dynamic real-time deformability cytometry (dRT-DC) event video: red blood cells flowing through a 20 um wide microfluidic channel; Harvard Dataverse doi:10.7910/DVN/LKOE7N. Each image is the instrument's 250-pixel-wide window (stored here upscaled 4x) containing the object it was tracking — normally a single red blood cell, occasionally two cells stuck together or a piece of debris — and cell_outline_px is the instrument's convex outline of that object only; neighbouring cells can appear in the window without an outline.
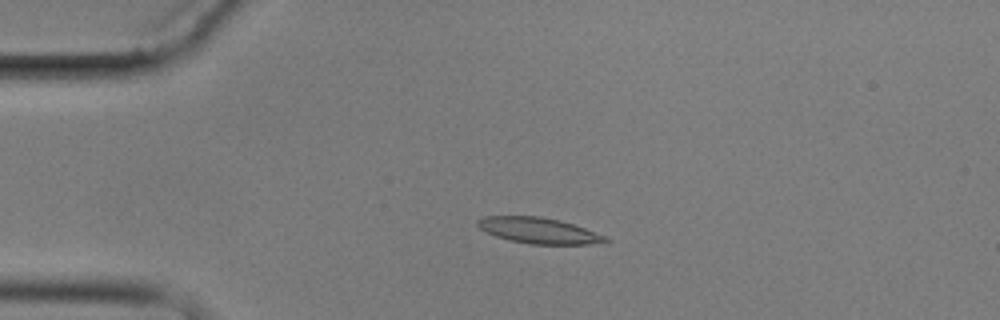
{"species": "common noctule bat (a hibernating species)", "species_latin": "Nyctalus noctula", "temperature_condition": "cold", "stored_images_in_passage": 4, "camera_frame_rate_fps": 3000, "um_per_image_px": 0.085, "animal": {"sex": "male", "body_mass_g": 17.9}, "frame": {"image": 1, "passage_image": 3, "time_ms": 3.0, "image_size_px": [1000, 320], "cell_outline_px": [[612, 240], [608, 244], [532, 244], [508, 240], [496, 236], [480, 228], [476, 224], [476, 220], [484, 216], [540, 216], [560, 220], [608, 236]], "centroid_in_image_um": [45.87, 19.6], "position_along_channel_um": 39.1, "area_um2": 19.48}}